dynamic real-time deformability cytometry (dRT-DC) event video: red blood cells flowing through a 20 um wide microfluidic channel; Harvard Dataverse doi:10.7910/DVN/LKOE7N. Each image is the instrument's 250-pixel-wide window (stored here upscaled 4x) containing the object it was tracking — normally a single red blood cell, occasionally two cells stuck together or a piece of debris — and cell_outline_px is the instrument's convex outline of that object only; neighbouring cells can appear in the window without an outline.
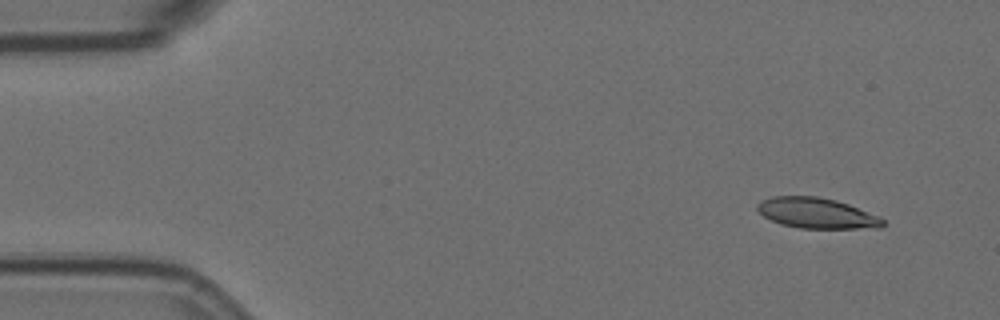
{"species": "Egyptian fruit bat (a non-hibernating species)", "species_latin": "Rousettus aegyptiacus", "temperature_condition": "room temperature", "stored_images_in_passage": 4, "camera_frame_rate_fps": 3000, "um_per_image_px": 0.085, "animal": {"sex": "female"}, "frame": {"image": 1, "passage_image": 1, "time_ms": 0.0, "image_size_px": [1000, 320], "cell_outline_px": [[884, 224], [880, 228], [800, 228], [780, 224], [764, 216], [756, 208], [756, 204], [760, 200], [772, 196], [816, 196], [836, 200], [848, 204], [880, 216], [884, 220]], "centroid_in_image_um": [69.41, 18.11], "position_along_channel_um": 15.6, "area_um2": 22.37}}
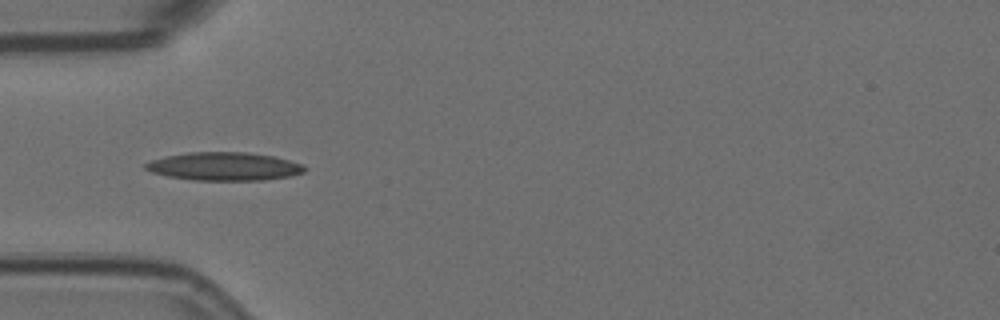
{"frame": {"image": 2, "passage_image": 4, "time_ms": 1.0, "image_size_px": [1000, 320], "cell_outline_px": [[308, 168], [304, 172], [288, 176], [264, 180], [192, 180], [168, 176], [152, 172], [144, 168], [144, 164], [152, 160], [164, 156], [188, 152], [248, 152], [272, 156], [304, 164]], "centroid_in_image_um": [19.06, 14.14], "position_along_channel_um": 65.9, "area_um2": 26.18}}